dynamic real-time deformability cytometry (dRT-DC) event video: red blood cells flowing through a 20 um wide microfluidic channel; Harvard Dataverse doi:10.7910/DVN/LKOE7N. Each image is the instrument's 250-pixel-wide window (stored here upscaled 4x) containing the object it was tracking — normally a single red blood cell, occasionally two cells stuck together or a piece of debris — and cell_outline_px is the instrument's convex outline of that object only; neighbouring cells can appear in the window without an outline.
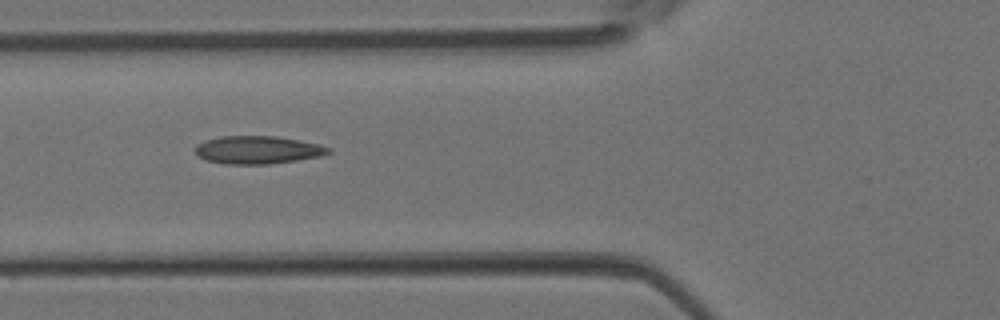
{"species": "Egyptian fruit bat (a non-hibernating species)", "species_latin": "Rousettus aegyptiacus", "temperature_condition": "room temperature", "stored_images_in_passage": 6, "camera_frame_rate_fps": 3000, "um_per_image_px": 0.085, "animal": {"sex": "female"}, "frame": {"image": 1, "passage_image": 5, "time_ms": 1.333, "image_size_px": [1000, 320], "cell_outline_px": [[332, 152], [320, 156], [296, 160], [268, 164], [224, 164], [208, 160], [200, 156], [196, 152], [196, 144], [220, 136], [276, 136], [300, 140], [320, 144], [332, 148]], "centroid_in_image_um": [21.96, 12.73], "position_along_channel_um": 103.8, "area_um2": 21.56}}
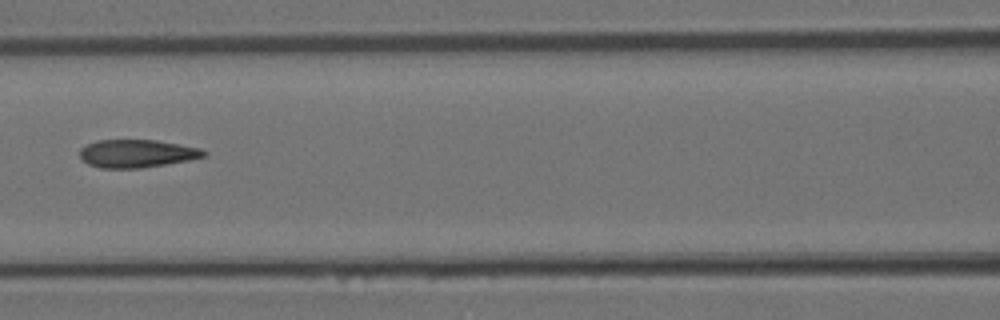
{"frame": {"image": 2, "passage_image": 6, "time_ms": 1.667, "image_size_px": [1000, 320], "cell_outline_px": [[208, 156], [188, 160], [140, 168], [100, 168], [88, 164], [80, 156], [80, 148], [96, 140], [156, 140], [200, 148], [208, 152]], "centroid_in_image_um": [11.64, 13.05], "position_along_channel_um": 155.0, "area_um2": 20.11}}